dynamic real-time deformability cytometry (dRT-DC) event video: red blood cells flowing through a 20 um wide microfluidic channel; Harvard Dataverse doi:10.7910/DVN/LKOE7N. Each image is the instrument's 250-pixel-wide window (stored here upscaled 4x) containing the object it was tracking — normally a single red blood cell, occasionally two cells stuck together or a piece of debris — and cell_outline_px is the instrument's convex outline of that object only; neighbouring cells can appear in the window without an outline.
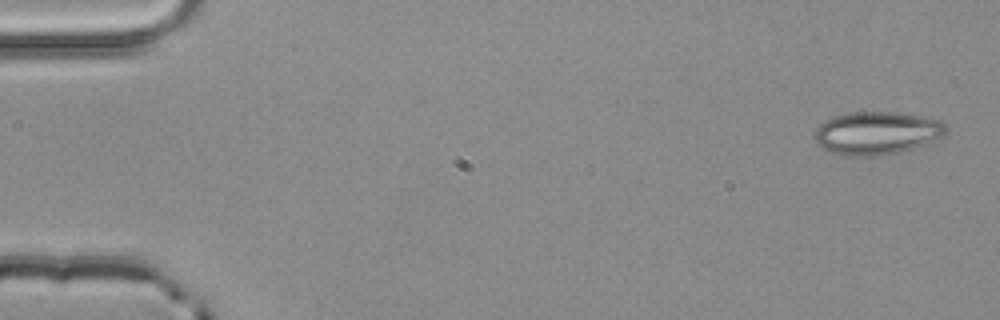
{"species": "common noctule bat (a hibernating species)", "species_latin": "Nyctalus noctula", "temperature_condition": "room temperature", "stored_images_in_passage": 4, "camera_frame_rate_fps": 3000, "um_per_image_px": 0.085, "animal": {"sex": "male", "body_mass_g": 20.4}, "frame": {"image": 1, "passage_image": 1, "time_ms": 0.0, "image_size_px": [1000, 320], "cell_outline_px": [[948, 128], [940, 136], [924, 144], [900, 152], [872, 156], [848, 156], [832, 152], [824, 148], [816, 140], [816, 128], [824, 120], [836, 116], [852, 112], [892, 112], [920, 116], [940, 120]], "centroid_in_image_um": [74.51, 11.3], "position_along_channel_um": 10.5, "area_um2": 32.25}}